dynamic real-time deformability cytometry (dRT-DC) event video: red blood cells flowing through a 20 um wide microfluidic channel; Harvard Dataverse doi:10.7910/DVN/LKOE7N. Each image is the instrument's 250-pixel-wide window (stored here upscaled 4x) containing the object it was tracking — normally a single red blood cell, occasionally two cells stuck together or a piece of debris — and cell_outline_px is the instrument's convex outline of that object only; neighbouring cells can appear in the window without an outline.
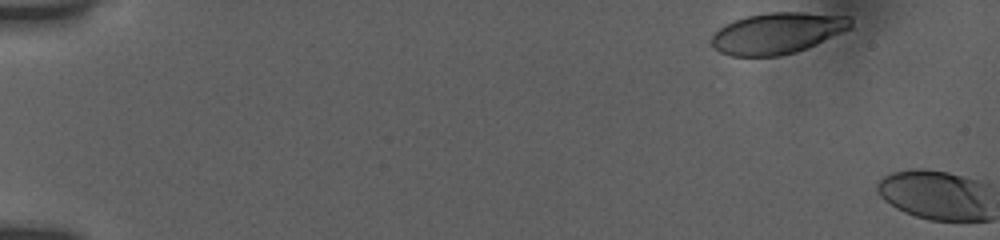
{"species": "human", "species_latin": "Homo sapiens", "temperature_condition": "room temperature", "stored_images_in_passage": 2, "camera_frame_rate_fps": 3000, "um_per_image_px": 0.085, "donor": {"sex": "female"}, "frame": {"image": 1, "passage_image": 1, "time_ms": 0.0, "image_size_px": [1000, 240], "cell_outline_px": [[852, 28], [816, 44], [796, 52], [780, 56], [732, 56], [720, 52], [712, 44], [712, 36], [724, 24], [748, 16], [768, 12], [804, 12], [852, 16]], "centroid_in_image_um": [66.12, 2.81], "position_along_channel_um": 18.9, "area_um2": 33.35}}